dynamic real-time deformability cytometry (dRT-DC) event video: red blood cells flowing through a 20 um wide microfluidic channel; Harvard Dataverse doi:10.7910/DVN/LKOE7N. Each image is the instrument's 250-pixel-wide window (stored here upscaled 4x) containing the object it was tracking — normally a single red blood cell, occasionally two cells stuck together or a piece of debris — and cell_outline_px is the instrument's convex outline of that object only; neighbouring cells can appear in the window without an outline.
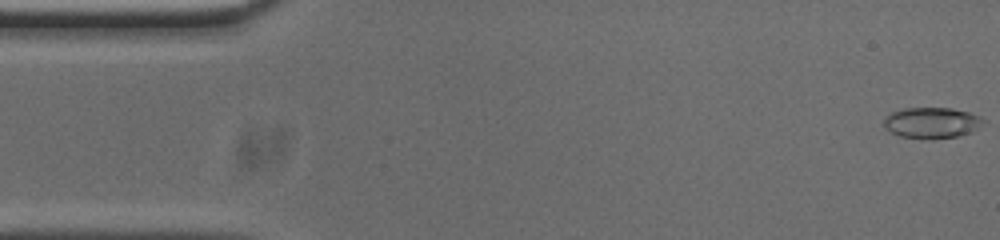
{"species": "common noctule bat (a hibernating species)", "species_latin": "Nyctalus noctula", "temperature_condition": "cold", "stored_images_in_passage": 55, "segment_of_instrument_passage": [1, 2], "camera_frame_rate_fps": 3000, "um_per_image_px": 0.085, "animal": {"sex": "male", "body_mass_g": 20.0, "forearm_length_mm": 53.3}, "frame": {"image": 1, "passage_image": 1, "time_ms": 0.0, "image_size_px": [1000, 240], "cell_outline_px": [[984, 120], [972, 132], [956, 136], [928, 140], [924, 140], [900, 136], [884, 128], [884, 120], [892, 112], [904, 108], [952, 108], [968, 112], [980, 116]], "centroid_in_image_um": [79.17, 10.45], "position_along_channel_um": 5.8, "area_um2": 17.86}}
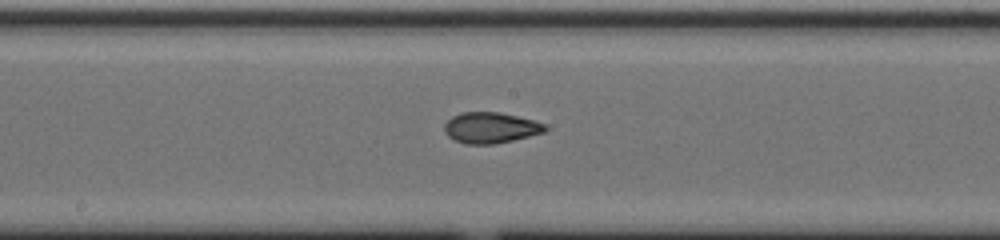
{"frame": {"image": 2, "passage_image": 27, "time_ms": 8.667, "image_size_px": [1000, 240], "cell_outline_px": [[548, 128], [544, 132], [496, 144], [464, 144], [448, 136], [444, 132], [444, 124], [452, 116], [460, 112], [500, 112], [548, 124]], "centroid_in_image_um": [41.69, 10.85], "position_along_channel_um": 206.5, "area_um2": 18.15}}
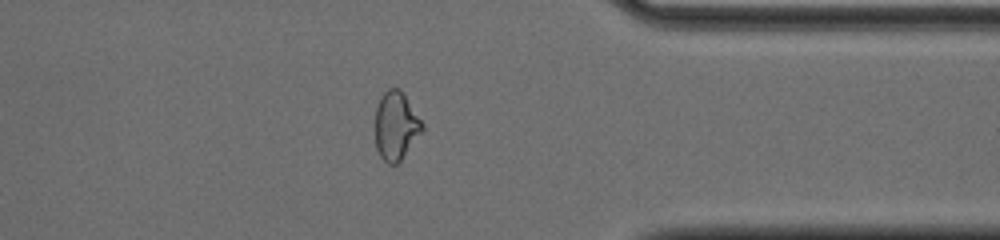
{"frame": {"image": 3, "passage_image": 42, "time_ms": 13.667, "image_size_px": [1000, 240], "cell_outline_px": [[424, 128], [400, 160], [396, 164], [388, 164], [380, 156], [376, 148], [376, 108], [380, 96], [388, 88], [400, 88], [424, 124]], "centroid_in_image_um": [33.64, 10.67], "position_along_channel_um": 377.8, "area_um2": 18.5}}